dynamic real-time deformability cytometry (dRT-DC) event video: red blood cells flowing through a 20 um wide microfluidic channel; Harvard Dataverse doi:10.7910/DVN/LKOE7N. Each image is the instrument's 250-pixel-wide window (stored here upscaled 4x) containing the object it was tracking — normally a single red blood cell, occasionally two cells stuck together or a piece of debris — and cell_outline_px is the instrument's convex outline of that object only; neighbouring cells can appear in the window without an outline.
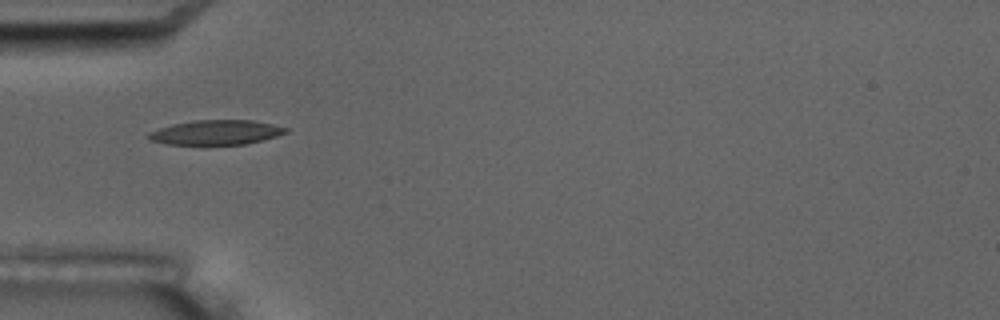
{"species": "common noctule bat (a hibernating species)", "species_latin": "Nyctalus noctula", "temperature_condition": "room temperature", "stored_images_in_passage": 7, "camera_frame_rate_fps": 3000, "um_per_image_px": 0.085, "animal": {"sex": "male", "body_mass_g": 17.5, "forearm_length_mm": 52.3}, "frame": {"image": 1, "passage_image": 6, "time_ms": 5.667, "image_size_px": [1000, 320], "cell_outline_px": [[288, 132], [276, 136], [244, 144], [168, 144], [148, 140], [144, 136], [148, 132], [172, 124], [196, 120], [252, 120], [272, 124], [288, 128]], "centroid_in_image_um": [18.31, 11.25], "position_along_channel_um": 66.7, "area_um2": 19.59}}